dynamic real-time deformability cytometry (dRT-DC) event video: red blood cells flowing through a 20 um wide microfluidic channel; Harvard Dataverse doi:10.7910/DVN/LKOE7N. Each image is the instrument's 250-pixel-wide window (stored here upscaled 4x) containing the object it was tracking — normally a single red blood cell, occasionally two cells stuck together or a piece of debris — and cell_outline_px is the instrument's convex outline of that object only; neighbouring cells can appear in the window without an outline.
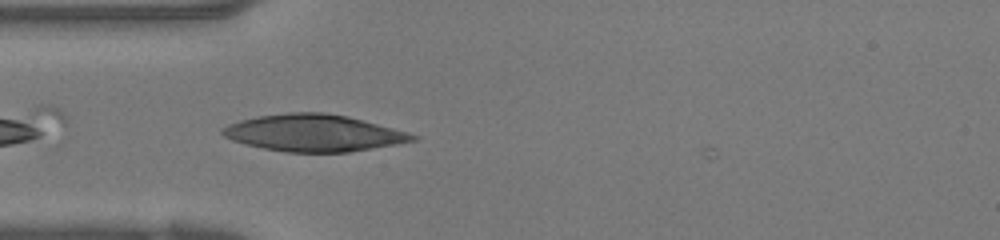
{"species": "human", "species_latin": "Homo sapiens", "temperature_condition": "warm", "stored_images_in_passage": 16, "camera_frame_rate_fps": 3000, "um_per_image_px": 0.085, "donor": {"sex": "female"}, "frame": {"image": 1, "passage_image": 1, "time_ms": 0.0, "image_size_px": [1000, 240], "cell_outline_px": [[420, 136], [416, 140], [396, 144], [348, 152], [288, 152], [264, 148], [232, 140], [224, 136], [220, 132], [228, 124], [240, 120], [260, 116], [288, 112], [324, 112], [348, 116], [408, 132]], "centroid_in_image_um": [26.69, 11.29], "position_along_channel_um": 58.3, "area_um2": 40.52}}
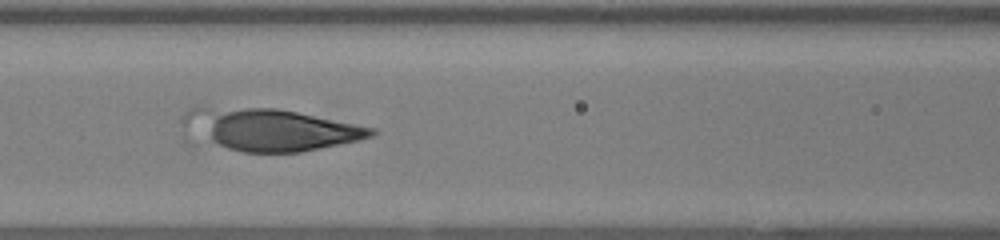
{"frame": {"image": 2, "passage_image": 6, "time_ms": 1.667, "image_size_px": [1000, 240], "cell_outline_px": [[376, 132], [372, 136], [356, 140], [300, 152], [244, 152], [184, 140], [180, 120], [192, 108], [276, 108], [376, 128]], "centroid_in_image_um": [22.72, 11.04], "position_along_channel_um": 143.9, "area_um2": 46.76}}
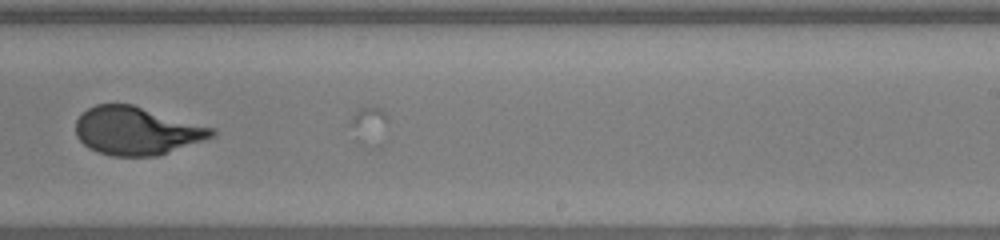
{"frame": {"image": 3, "passage_image": 14, "time_ms": 4.333, "image_size_px": [1000, 240], "cell_outline_px": [[216, 132], [212, 136], [204, 140], [156, 156], [112, 156], [96, 152], [88, 148], [76, 136], [76, 120], [88, 108], [96, 104], [132, 104], [216, 128]], "centroid_in_image_um": [11.61, 11.12], "position_along_channel_um": 277.4, "area_um2": 38.09}}